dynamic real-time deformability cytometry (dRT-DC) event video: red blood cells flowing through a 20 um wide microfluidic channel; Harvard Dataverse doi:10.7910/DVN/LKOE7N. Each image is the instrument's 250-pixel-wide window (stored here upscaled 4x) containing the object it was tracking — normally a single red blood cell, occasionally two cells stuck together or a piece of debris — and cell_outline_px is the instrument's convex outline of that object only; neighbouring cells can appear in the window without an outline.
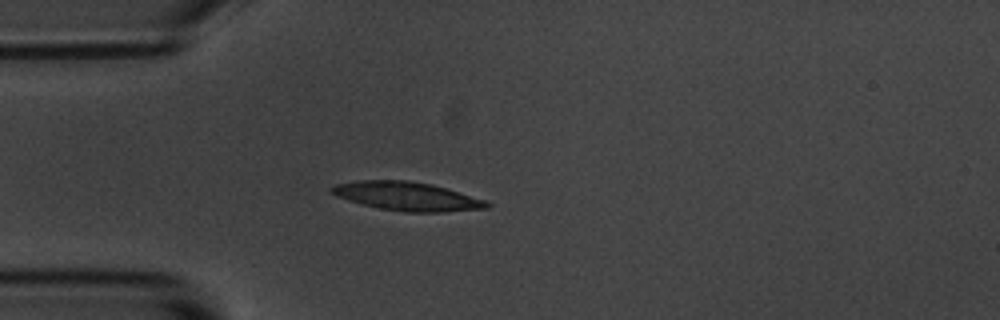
{"species": "common noctule bat (a hibernating species)", "species_latin": "Nyctalus noctula", "temperature_condition": "room temperature", "stored_images_in_passage": 3, "camera_frame_rate_fps": 3000, "um_per_image_px": 0.085, "animal": {"sex": "male", "body_mass_g": 20.1, "forearm_length_mm": 53.5}, "frame": {"image": 1, "passage_image": 3, "time_ms": 3.0, "image_size_px": [1000, 320], "cell_outline_px": [[492, 204], [488, 208], [440, 212], [404, 212], [380, 208], [348, 200], [336, 196], [328, 192], [328, 188], [336, 184], [360, 180], [408, 180], [432, 184], [484, 200]], "centroid_in_image_um": [34.55, 16.68], "position_along_channel_um": 50.5, "area_um2": 25.78}}